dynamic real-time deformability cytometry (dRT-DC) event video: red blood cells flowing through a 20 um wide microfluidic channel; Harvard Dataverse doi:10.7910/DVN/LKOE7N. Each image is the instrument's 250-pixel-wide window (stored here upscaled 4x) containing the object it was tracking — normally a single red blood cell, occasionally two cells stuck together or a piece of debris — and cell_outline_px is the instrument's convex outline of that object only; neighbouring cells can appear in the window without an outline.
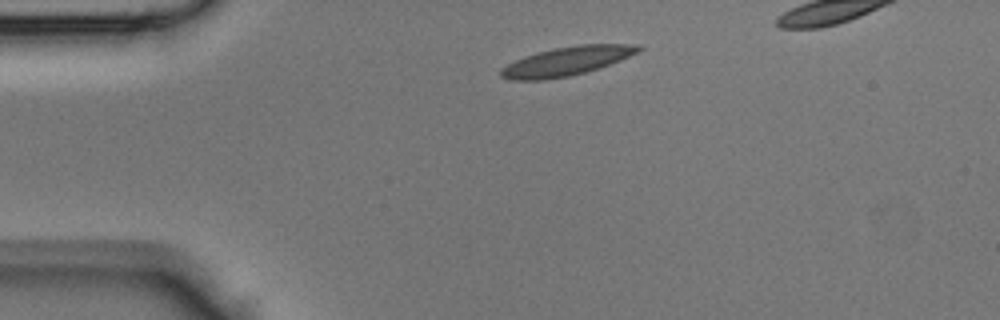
{"species": "Egyptian fruit bat (a non-hibernating species)", "species_latin": "Rousettus aegyptiacus", "temperature_condition": "room temperature", "stored_images_in_passage": 29, "camera_frame_rate_fps": 3000, "um_per_image_px": 0.085, "animal": {"sex": "male"}, "frame": {"image": 1, "passage_image": 1, "time_ms": 0.0, "image_size_px": [1000, 320], "cell_outline_px": [[644, 48], [620, 60], [584, 72], [568, 76], [544, 80], [508, 80], [500, 76], [500, 68], [524, 56], [536, 52], [556, 48], [580, 44], [628, 44]], "centroid_in_image_um": [48.08, 5.21], "position_along_channel_um": 36.9, "area_um2": 22.72}}
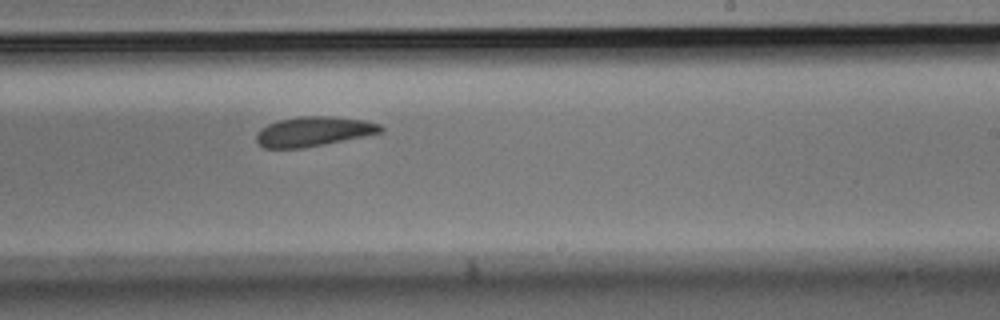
{"frame": {"image": 2, "passage_image": 18, "time_ms": 5.667, "image_size_px": [1000, 320], "cell_outline_px": [[384, 128], [380, 132], [364, 136], [324, 144], [300, 148], [264, 148], [256, 140], [256, 136], [260, 128], [268, 124], [280, 120], [300, 116], [332, 116], [364, 120], [380, 124]], "centroid_in_image_um": [26.64, 11.17], "position_along_channel_um": 262.4, "area_um2": 21.27}}
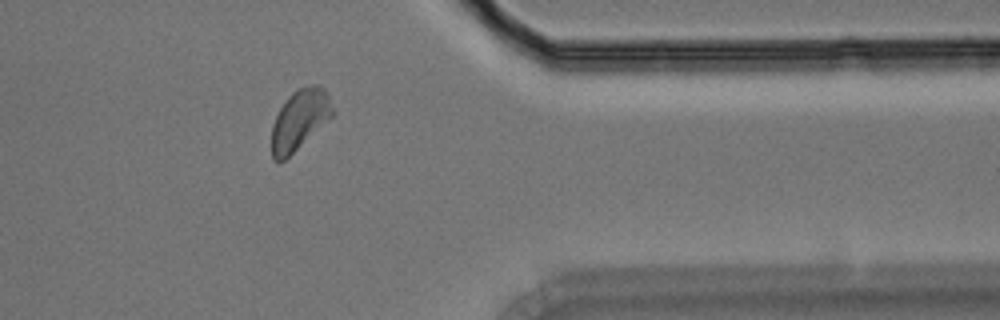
{"frame": {"image": 3, "passage_image": 27, "time_ms": 8.667, "image_size_px": [1000, 320], "cell_outline_px": [[336, 112], [328, 120], [284, 160], [272, 160], [272, 124], [280, 108], [288, 96], [296, 88], [308, 84], [320, 84], [324, 88]], "centroid_in_image_um": [25.48, 10.11], "position_along_channel_um": 385.9, "area_um2": 21.27}}